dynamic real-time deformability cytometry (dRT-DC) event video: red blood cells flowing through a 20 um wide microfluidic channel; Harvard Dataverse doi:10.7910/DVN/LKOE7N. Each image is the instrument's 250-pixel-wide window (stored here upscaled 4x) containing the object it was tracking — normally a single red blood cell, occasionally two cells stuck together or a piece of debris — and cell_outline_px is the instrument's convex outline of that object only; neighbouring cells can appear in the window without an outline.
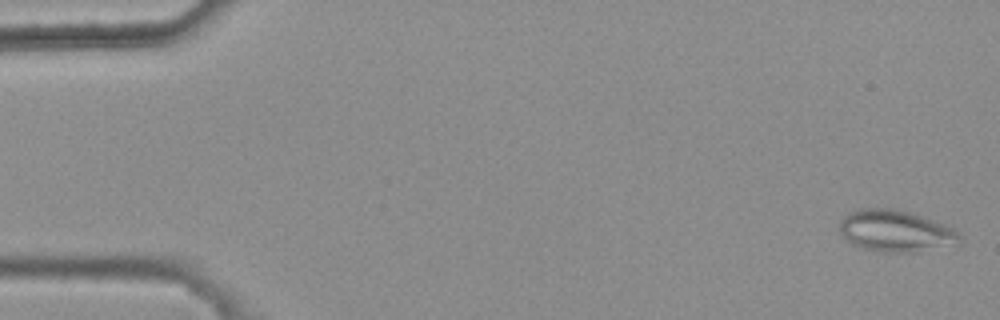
{"species": "common noctule bat (a hibernating species)", "species_latin": "Nyctalus noctula", "temperature_condition": "warm", "stored_images_in_passage": 4, "camera_frame_rate_fps": 3000, "um_per_image_px": 0.085, "animal": {"sex": "female", "body_mass_g": 25.1}, "frame": {"image": 1, "passage_image": 1, "time_ms": 0.0, "image_size_px": [1000, 320], "cell_outline_px": [[960, 244], [916, 252], [884, 252], [860, 248], [852, 244], [840, 232], [840, 220], [848, 212], [860, 208], [896, 208], [912, 212], [944, 224], [960, 232]], "centroid_in_image_um": [76.14, 19.62], "position_along_channel_um": 8.9, "area_um2": 29.48}}